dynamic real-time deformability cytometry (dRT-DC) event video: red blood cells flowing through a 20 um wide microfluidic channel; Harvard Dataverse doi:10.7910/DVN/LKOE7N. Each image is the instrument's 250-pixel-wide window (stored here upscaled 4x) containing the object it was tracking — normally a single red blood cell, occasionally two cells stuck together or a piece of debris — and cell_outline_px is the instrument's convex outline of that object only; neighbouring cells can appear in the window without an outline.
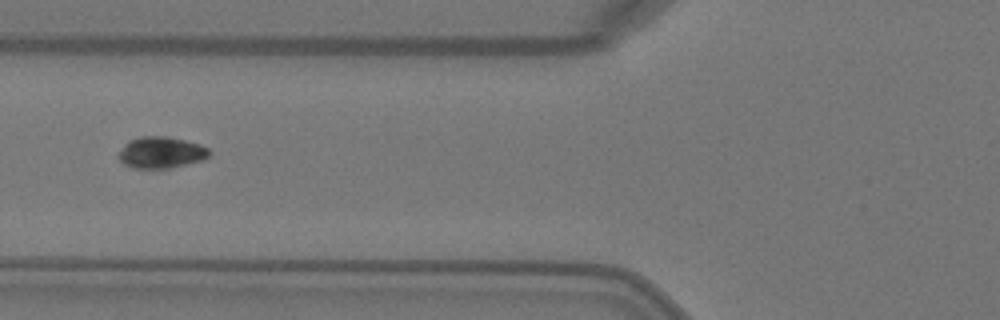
{"species": "Egyptian fruit bat (a non-hibernating species)", "species_latin": "Rousettus aegyptiacus", "temperature_condition": "warm", "stored_images_in_passage": 2, "camera_frame_rate_fps": 3000, "um_per_image_px": 0.085, "animal": {"sex": "female"}, "frame": {"image": 1, "passage_image": 2, "time_ms": 0.333, "image_size_px": [1000, 320], "cell_outline_px": [[212, 152], [204, 160], [172, 168], [132, 168], [124, 164], [116, 156], [116, 152], [128, 140], [140, 136], [168, 136], [200, 144], [208, 148]], "centroid_in_image_um": [13.66, 12.96], "position_along_channel_um": 112.1, "area_um2": 17.05}}